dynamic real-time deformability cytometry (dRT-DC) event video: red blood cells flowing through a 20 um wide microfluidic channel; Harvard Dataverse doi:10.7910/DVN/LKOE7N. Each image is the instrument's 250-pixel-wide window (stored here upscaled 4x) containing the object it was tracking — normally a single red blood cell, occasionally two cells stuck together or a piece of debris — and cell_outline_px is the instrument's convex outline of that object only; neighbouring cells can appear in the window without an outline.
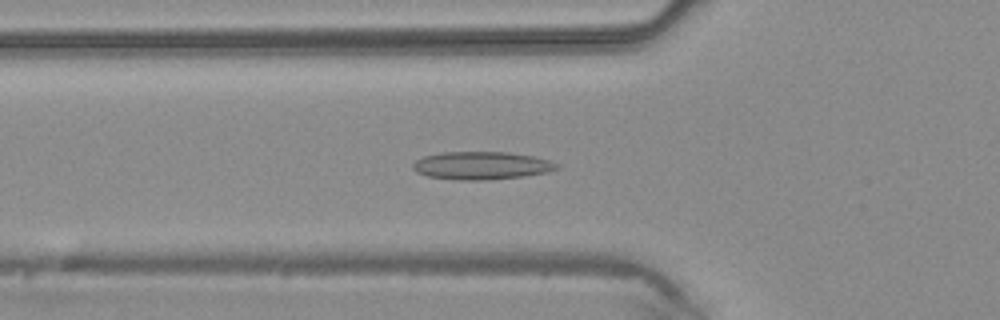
{"species": "common noctule bat (a hibernating species)", "species_latin": "Nyctalus noctula", "temperature_condition": "warm", "stored_images_in_passage": 43, "camera_frame_rate_fps": 3000, "um_per_image_px": 0.085, "animal": {"sex": "male", "body_mass_g": 20.4}, "frame": {"image": 1, "passage_image": 14, "time_ms": 4.333, "image_size_px": [1000, 320], "cell_outline_px": [[560, 168], [548, 172], [524, 176], [488, 180], [456, 180], [428, 176], [416, 172], [412, 168], [412, 164], [416, 160], [424, 156], [444, 152], [508, 152], [532, 156], [548, 160], [560, 164]], "centroid_in_image_um": [40.94, 14.08], "position_along_channel_um": 84.9, "area_um2": 23.47}}
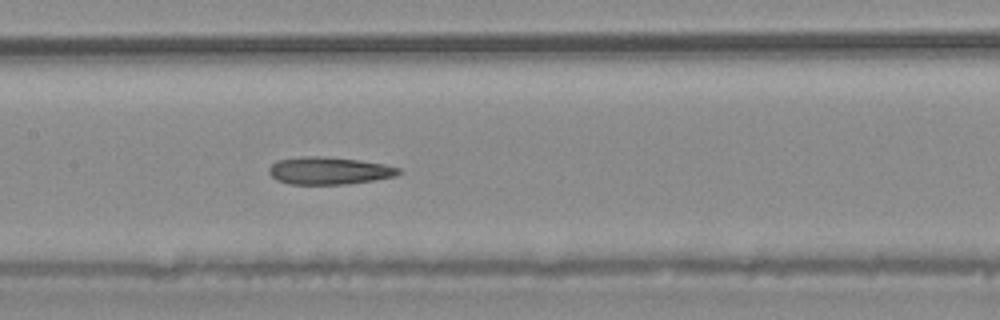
{"frame": {"image": 2, "passage_image": 20, "time_ms": 6.333, "image_size_px": [1000, 320], "cell_outline_px": [[404, 172], [396, 176], [348, 184], [288, 184], [276, 180], [268, 172], [268, 168], [276, 160], [300, 156], [324, 156], [360, 160], [384, 164], [400, 168]], "centroid_in_image_um": [27.96, 14.5], "position_along_channel_um": 179.4, "area_um2": 20.98}}
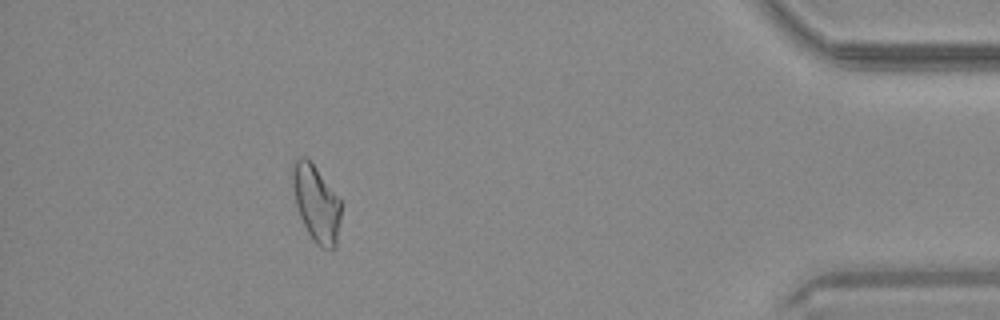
{"frame": {"image": 3, "passage_image": 38, "time_ms": 12.333, "image_size_px": [1000, 320], "cell_outline_px": [[340, 220], [336, 248], [320, 248], [316, 244], [308, 232], [300, 216], [296, 204], [292, 184], [292, 164], [300, 156], [304, 156], [316, 168], [340, 200]], "centroid_in_image_um": [26.87, 17.31], "position_along_channel_um": 408.3, "area_um2": 21.21}}